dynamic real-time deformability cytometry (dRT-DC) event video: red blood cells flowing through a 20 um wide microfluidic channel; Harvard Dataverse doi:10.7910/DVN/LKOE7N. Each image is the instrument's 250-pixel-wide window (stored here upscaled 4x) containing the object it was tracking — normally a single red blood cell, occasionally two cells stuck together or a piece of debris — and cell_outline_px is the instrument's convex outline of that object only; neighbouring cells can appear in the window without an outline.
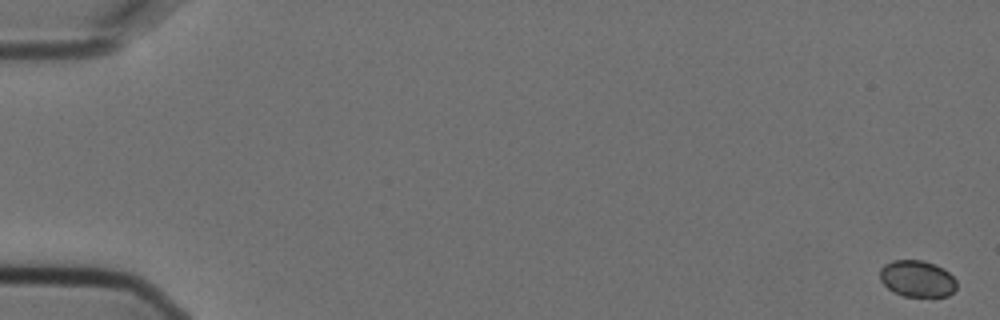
{"species": "Egyptian fruit bat (a non-hibernating species)", "species_latin": "Rousettus aegyptiacus", "temperature_condition": "cold", "stored_images_in_passage": 7, "camera_frame_rate_fps": 3000, "um_per_image_px": 0.085, "animal": {"sex": "female"}, "frame": {"image": 1, "passage_image": 1, "time_ms": 0.0, "image_size_px": [1000, 320], "cell_outline_px": [[956, 288], [948, 296], [932, 300], [904, 296], [888, 288], [880, 280], [880, 268], [884, 264], [892, 260], [924, 260], [936, 264], [944, 268], [956, 280]], "centroid_in_image_um": [78.0, 23.72], "position_along_channel_um": 7.0, "area_um2": 16.99}}
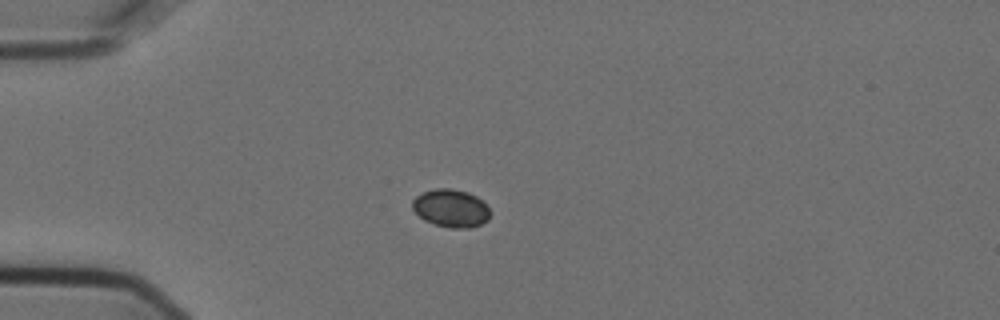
{"frame": {"image": 2, "passage_image": 5, "time_ms": 1.333, "image_size_px": [1000, 320], "cell_outline_px": [[488, 220], [480, 224], [468, 228], [452, 228], [436, 224], [424, 220], [412, 208], [412, 200], [416, 196], [424, 192], [436, 188], [448, 188], [468, 192], [476, 196], [488, 208]], "centroid_in_image_um": [38.3, 17.69], "position_along_channel_um": 46.7, "area_um2": 16.82}}
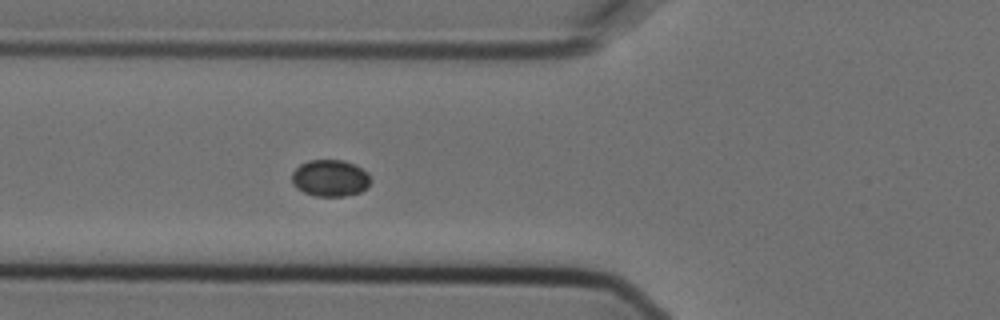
{"frame": {"image": 3, "passage_image": 7, "time_ms": 2.0, "image_size_px": [1000, 320], "cell_outline_px": [[368, 184], [360, 192], [344, 196], [316, 196], [304, 192], [296, 188], [292, 184], [292, 172], [300, 164], [308, 160], [344, 160], [368, 172]], "centroid_in_image_um": [28.0, 15.13], "position_along_channel_um": 97.8, "area_um2": 16.65}}